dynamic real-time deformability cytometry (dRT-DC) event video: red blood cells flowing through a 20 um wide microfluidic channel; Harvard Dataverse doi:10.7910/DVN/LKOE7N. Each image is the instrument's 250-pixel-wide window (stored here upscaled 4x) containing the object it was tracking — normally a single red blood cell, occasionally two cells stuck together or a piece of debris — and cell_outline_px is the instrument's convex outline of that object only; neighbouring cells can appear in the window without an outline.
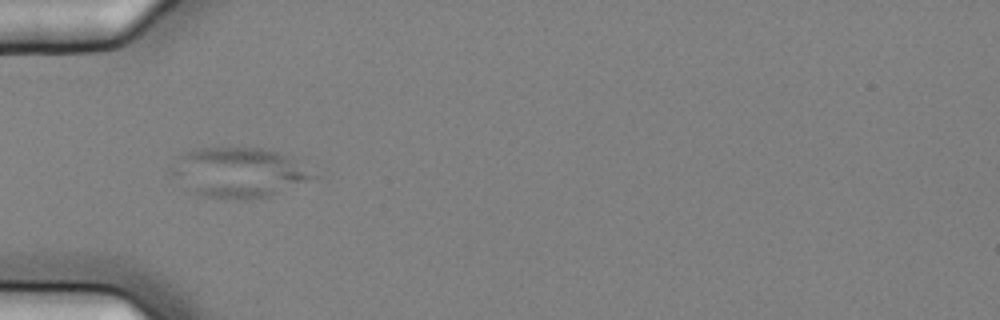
{"species": "common noctule bat (a hibernating species)", "species_latin": "Nyctalus noctula", "temperature_condition": "cold", "stored_images_in_passage": 7, "camera_frame_rate_fps": 3000, "um_per_image_px": 0.085, "animal": {"sex": "female", "body_mass_g": 25.1}, "frame": {"image": 1, "passage_image": 6, "time_ms": 1.667, "image_size_px": [1000, 320], "cell_outline_px": [[324, 176], [268, 196], [244, 200], [240, 200], [192, 196], [172, 176], [168, 168], [176, 156], [184, 152], [196, 148], [260, 148], [276, 152]], "centroid_in_image_um": [20.2, 14.69], "position_along_channel_um": 64.8, "area_um2": 41.96}}
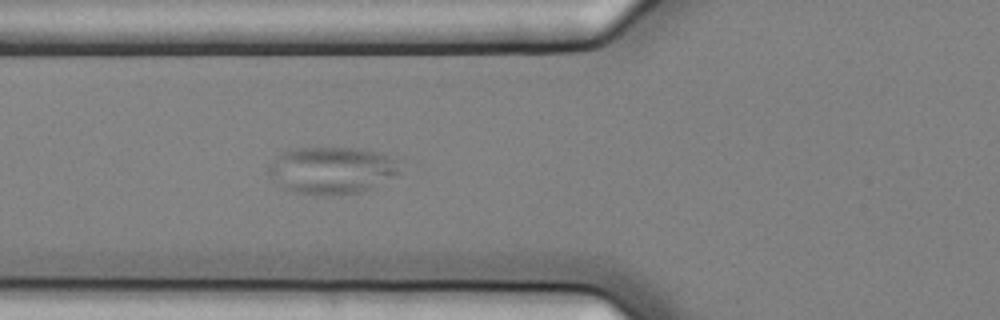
{"frame": {"image": 2, "passage_image": 7, "time_ms": 2.0, "image_size_px": [1000, 320], "cell_outline_px": [[400, 172], [396, 176], [376, 188], [360, 192], [324, 196], [316, 196], [296, 192], [284, 188], [268, 176], [268, 164], [284, 152], [296, 148], [364, 148], [380, 152], [396, 160]], "centroid_in_image_um": [28.23, 14.49], "position_along_channel_um": 97.6, "area_um2": 36.47}}